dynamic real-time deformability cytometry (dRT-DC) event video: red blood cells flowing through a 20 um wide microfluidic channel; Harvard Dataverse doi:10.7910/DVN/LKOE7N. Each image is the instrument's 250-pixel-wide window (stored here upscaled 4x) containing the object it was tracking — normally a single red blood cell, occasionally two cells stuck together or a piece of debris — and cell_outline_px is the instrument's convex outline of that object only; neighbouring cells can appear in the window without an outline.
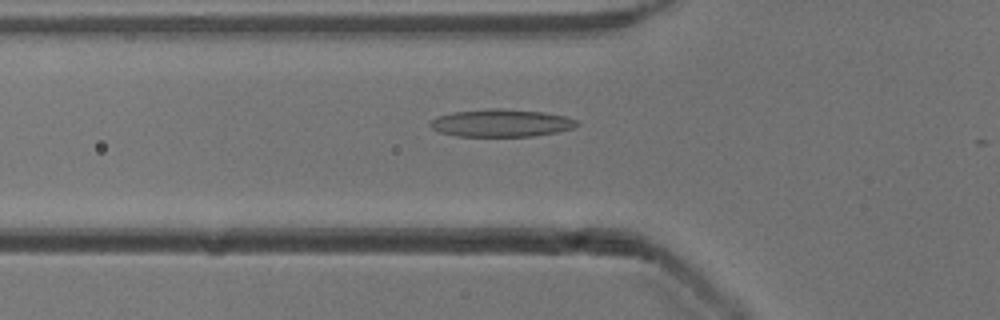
{"species": "common noctule bat (a hibernating species)", "species_latin": "Nyctalus noctula", "temperature_condition": "cold", "stored_images_in_passage": 30, "camera_frame_rate_fps": 3000, "um_per_image_px": 0.085, "animal": {"sex": "male", "body_mass_g": 13.3}, "frame": {"image": 1, "passage_image": 2, "time_ms": 0.333, "image_size_px": [1000, 320], "cell_outline_px": [[580, 124], [576, 128], [556, 132], [532, 136], [456, 136], [440, 132], [432, 128], [428, 124], [436, 116], [452, 112], [492, 108], [500, 108], [544, 112], [564, 116], [580, 120]], "centroid_in_image_um": [42.63, 10.45], "position_along_channel_um": 83.2, "area_um2": 23.76}}
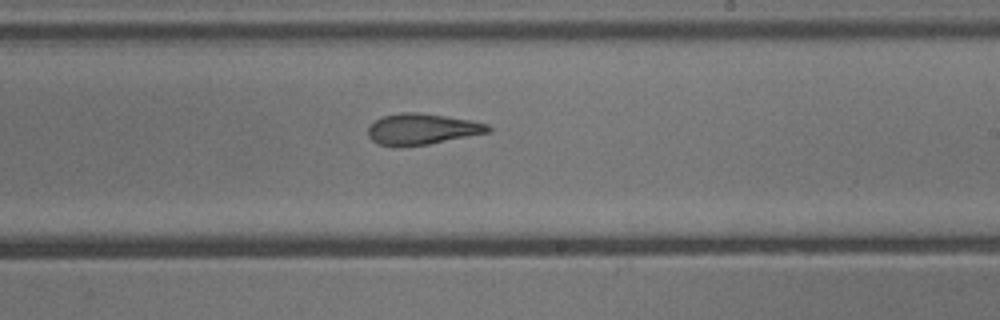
{"frame": {"image": 2, "passage_image": 15, "time_ms": 4.667, "image_size_px": [1000, 320], "cell_outline_px": [[492, 132], [428, 144], [396, 148], [376, 144], [368, 136], [368, 128], [376, 120], [384, 116], [400, 112], [416, 112], [472, 120], [488, 124], [492, 128]], "centroid_in_image_um": [35.87, 10.99], "position_along_channel_um": 253.1, "area_um2": 21.96}}
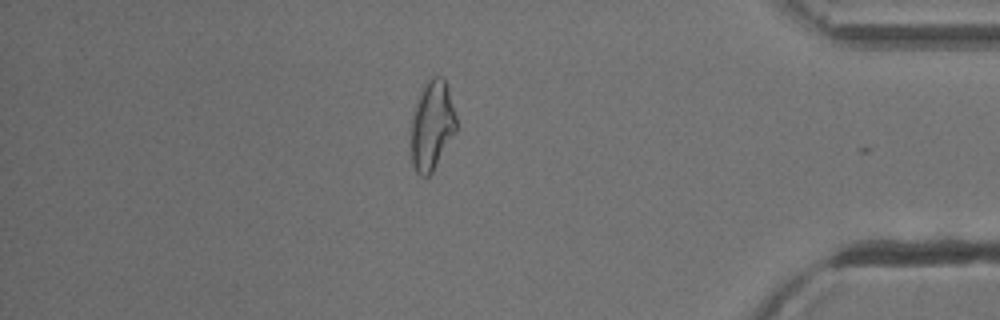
{"frame": {"image": 3, "passage_image": 29, "time_ms": 9.333, "image_size_px": [1000, 320], "cell_outline_px": [[456, 132], [432, 172], [428, 176], [420, 176], [416, 172], [412, 164], [408, 132], [412, 112], [416, 100], [420, 92], [428, 80], [432, 76], [444, 76], [448, 88], [456, 116]], "centroid_in_image_um": [36.67, 10.67], "position_along_channel_um": 398.5, "area_um2": 24.28}, "authors_computed_cell_mechanics": {"area_um2": 21.964, "velocity_mm_per_s": 3.9009, "shape_relaxation_time_tau1_ms": 5.3016, "shape_relaxation_time_tau2_ms": 1.928, "deformation_change_tau1": 0.1829, "deformation_change_tau2": 0.1148}}